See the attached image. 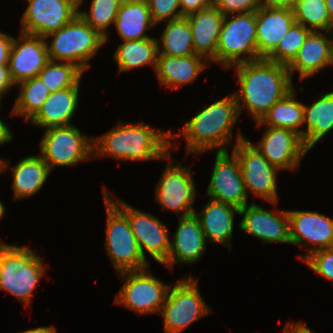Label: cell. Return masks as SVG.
I'll return each mask as SVG.
<instances>
[{"mask_svg": "<svg viewBox=\"0 0 333 333\" xmlns=\"http://www.w3.org/2000/svg\"><path fill=\"white\" fill-rule=\"evenodd\" d=\"M293 13L296 23L311 31L333 32L326 0H297Z\"/></svg>", "mask_w": 333, "mask_h": 333, "instance_id": "34", "label": "cell"}, {"mask_svg": "<svg viewBox=\"0 0 333 333\" xmlns=\"http://www.w3.org/2000/svg\"><path fill=\"white\" fill-rule=\"evenodd\" d=\"M52 37L49 45L46 41L49 60L64 61L79 67L83 72L89 69L87 62L100 47L105 44V38L94 30L77 14L68 24L44 37Z\"/></svg>", "mask_w": 333, "mask_h": 333, "instance_id": "5", "label": "cell"}, {"mask_svg": "<svg viewBox=\"0 0 333 333\" xmlns=\"http://www.w3.org/2000/svg\"><path fill=\"white\" fill-rule=\"evenodd\" d=\"M114 24L123 41L151 38L145 31L155 26L147 0H123Z\"/></svg>", "mask_w": 333, "mask_h": 333, "instance_id": "27", "label": "cell"}, {"mask_svg": "<svg viewBox=\"0 0 333 333\" xmlns=\"http://www.w3.org/2000/svg\"><path fill=\"white\" fill-rule=\"evenodd\" d=\"M239 118L234 94L215 101L185 122L183 129L175 136H183L187 142V154L197 155L207 150L227 151L232 139V129ZM226 145V146H225Z\"/></svg>", "mask_w": 333, "mask_h": 333, "instance_id": "3", "label": "cell"}, {"mask_svg": "<svg viewBox=\"0 0 333 333\" xmlns=\"http://www.w3.org/2000/svg\"><path fill=\"white\" fill-rule=\"evenodd\" d=\"M297 0H261L264 7H282L293 9Z\"/></svg>", "mask_w": 333, "mask_h": 333, "instance_id": "44", "label": "cell"}, {"mask_svg": "<svg viewBox=\"0 0 333 333\" xmlns=\"http://www.w3.org/2000/svg\"><path fill=\"white\" fill-rule=\"evenodd\" d=\"M310 32V29L295 22L281 39L277 48L266 59L288 66L299 52Z\"/></svg>", "mask_w": 333, "mask_h": 333, "instance_id": "37", "label": "cell"}, {"mask_svg": "<svg viewBox=\"0 0 333 333\" xmlns=\"http://www.w3.org/2000/svg\"><path fill=\"white\" fill-rule=\"evenodd\" d=\"M8 168V162L0 158V173L4 172Z\"/></svg>", "mask_w": 333, "mask_h": 333, "instance_id": "49", "label": "cell"}, {"mask_svg": "<svg viewBox=\"0 0 333 333\" xmlns=\"http://www.w3.org/2000/svg\"><path fill=\"white\" fill-rule=\"evenodd\" d=\"M125 283L114 303L124 305L139 315L159 314L170 288L146 269L119 273Z\"/></svg>", "mask_w": 333, "mask_h": 333, "instance_id": "11", "label": "cell"}, {"mask_svg": "<svg viewBox=\"0 0 333 333\" xmlns=\"http://www.w3.org/2000/svg\"><path fill=\"white\" fill-rule=\"evenodd\" d=\"M244 54L247 57L242 58ZM259 59L256 12L225 15L218 38L217 63L230 68L238 63Z\"/></svg>", "mask_w": 333, "mask_h": 333, "instance_id": "7", "label": "cell"}, {"mask_svg": "<svg viewBox=\"0 0 333 333\" xmlns=\"http://www.w3.org/2000/svg\"><path fill=\"white\" fill-rule=\"evenodd\" d=\"M304 123L303 142L311 150L333 130V91L322 94L310 107L304 105Z\"/></svg>", "mask_w": 333, "mask_h": 333, "instance_id": "29", "label": "cell"}, {"mask_svg": "<svg viewBox=\"0 0 333 333\" xmlns=\"http://www.w3.org/2000/svg\"><path fill=\"white\" fill-rule=\"evenodd\" d=\"M174 238L170 240V252L163 264L173 268L174 264L195 263L207 249L206 237L195 213L179 216V224Z\"/></svg>", "mask_w": 333, "mask_h": 333, "instance_id": "20", "label": "cell"}, {"mask_svg": "<svg viewBox=\"0 0 333 333\" xmlns=\"http://www.w3.org/2000/svg\"><path fill=\"white\" fill-rule=\"evenodd\" d=\"M158 41L154 37L124 41L117 48L114 59L118 65V72H124L144 65L156 67Z\"/></svg>", "mask_w": 333, "mask_h": 333, "instance_id": "31", "label": "cell"}, {"mask_svg": "<svg viewBox=\"0 0 333 333\" xmlns=\"http://www.w3.org/2000/svg\"><path fill=\"white\" fill-rule=\"evenodd\" d=\"M13 36L0 32V66H8Z\"/></svg>", "mask_w": 333, "mask_h": 333, "instance_id": "42", "label": "cell"}, {"mask_svg": "<svg viewBox=\"0 0 333 333\" xmlns=\"http://www.w3.org/2000/svg\"><path fill=\"white\" fill-rule=\"evenodd\" d=\"M83 71L68 62L49 60L38 77L50 93L74 87L81 79Z\"/></svg>", "mask_w": 333, "mask_h": 333, "instance_id": "35", "label": "cell"}, {"mask_svg": "<svg viewBox=\"0 0 333 333\" xmlns=\"http://www.w3.org/2000/svg\"><path fill=\"white\" fill-rule=\"evenodd\" d=\"M234 67L240 85L239 92L233 93L239 116L245 107L255 122L294 89L287 66L266 58L238 63Z\"/></svg>", "mask_w": 333, "mask_h": 333, "instance_id": "1", "label": "cell"}, {"mask_svg": "<svg viewBox=\"0 0 333 333\" xmlns=\"http://www.w3.org/2000/svg\"><path fill=\"white\" fill-rule=\"evenodd\" d=\"M52 171L55 166H72L94 157L93 137H87L73 124L47 128L40 154Z\"/></svg>", "mask_w": 333, "mask_h": 333, "instance_id": "9", "label": "cell"}, {"mask_svg": "<svg viewBox=\"0 0 333 333\" xmlns=\"http://www.w3.org/2000/svg\"><path fill=\"white\" fill-rule=\"evenodd\" d=\"M4 213H5V208L2 202L0 201V219L3 217Z\"/></svg>", "mask_w": 333, "mask_h": 333, "instance_id": "50", "label": "cell"}, {"mask_svg": "<svg viewBox=\"0 0 333 333\" xmlns=\"http://www.w3.org/2000/svg\"><path fill=\"white\" fill-rule=\"evenodd\" d=\"M18 333H57V332H56V328L53 326H43V327L29 329V330L18 332Z\"/></svg>", "mask_w": 333, "mask_h": 333, "instance_id": "47", "label": "cell"}, {"mask_svg": "<svg viewBox=\"0 0 333 333\" xmlns=\"http://www.w3.org/2000/svg\"><path fill=\"white\" fill-rule=\"evenodd\" d=\"M293 9L260 7L256 11V37L258 55L267 58L295 23Z\"/></svg>", "mask_w": 333, "mask_h": 333, "instance_id": "22", "label": "cell"}, {"mask_svg": "<svg viewBox=\"0 0 333 333\" xmlns=\"http://www.w3.org/2000/svg\"><path fill=\"white\" fill-rule=\"evenodd\" d=\"M204 302L195 277L180 279L170 285L160 313L164 317V333H181L193 322L211 313Z\"/></svg>", "mask_w": 333, "mask_h": 333, "instance_id": "8", "label": "cell"}, {"mask_svg": "<svg viewBox=\"0 0 333 333\" xmlns=\"http://www.w3.org/2000/svg\"><path fill=\"white\" fill-rule=\"evenodd\" d=\"M45 270L40 256L28 246L0 242V289L17 297L26 308Z\"/></svg>", "mask_w": 333, "mask_h": 333, "instance_id": "4", "label": "cell"}, {"mask_svg": "<svg viewBox=\"0 0 333 333\" xmlns=\"http://www.w3.org/2000/svg\"><path fill=\"white\" fill-rule=\"evenodd\" d=\"M273 212L254 203L249 206L247 204L240 208L239 215H243V218L239 229L259 238L264 243L290 244L288 210L279 212L274 209Z\"/></svg>", "mask_w": 333, "mask_h": 333, "instance_id": "19", "label": "cell"}, {"mask_svg": "<svg viewBox=\"0 0 333 333\" xmlns=\"http://www.w3.org/2000/svg\"><path fill=\"white\" fill-rule=\"evenodd\" d=\"M14 85L9 66H0V95L3 97Z\"/></svg>", "mask_w": 333, "mask_h": 333, "instance_id": "43", "label": "cell"}, {"mask_svg": "<svg viewBox=\"0 0 333 333\" xmlns=\"http://www.w3.org/2000/svg\"><path fill=\"white\" fill-rule=\"evenodd\" d=\"M235 213L239 215L240 209L238 207L212 199H209L200 214L195 211L206 240L227 245L229 248L233 235Z\"/></svg>", "mask_w": 333, "mask_h": 333, "instance_id": "26", "label": "cell"}, {"mask_svg": "<svg viewBox=\"0 0 333 333\" xmlns=\"http://www.w3.org/2000/svg\"><path fill=\"white\" fill-rule=\"evenodd\" d=\"M324 33L311 31L308 34L299 52L287 66L291 77L297 71L299 79L304 80L333 64V32Z\"/></svg>", "mask_w": 333, "mask_h": 333, "instance_id": "21", "label": "cell"}, {"mask_svg": "<svg viewBox=\"0 0 333 333\" xmlns=\"http://www.w3.org/2000/svg\"><path fill=\"white\" fill-rule=\"evenodd\" d=\"M123 0H92L89 13L78 10V14L108 41L106 29L114 24Z\"/></svg>", "mask_w": 333, "mask_h": 333, "instance_id": "36", "label": "cell"}, {"mask_svg": "<svg viewBox=\"0 0 333 333\" xmlns=\"http://www.w3.org/2000/svg\"><path fill=\"white\" fill-rule=\"evenodd\" d=\"M186 17L192 30L195 53L217 62L218 38L225 15L212 4Z\"/></svg>", "mask_w": 333, "mask_h": 333, "instance_id": "23", "label": "cell"}, {"mask_svg": "<svg viewBox=\"0 0 333 333\" xmlns=\"http://www.w3.org/2000/svg\"><path fill=\"white\" fill-rule=\"evenodd\" d=\"M171 134L154 130L145 122H119L109 132L93 138L94 157L111 156L120 161L171 160Z\"/></svg>", "mask_w": 333, "mask_h": 333, "instance_id": "2", "label": "cell"}, {"mask_svg": "<svg viewBox=\"0 0 333 333\" xmlns=\"http://www.w3.org/2000/svg\"><path fill=\"white\" fill-rule=\"evenodd\" d=\"M106 190V188L103 189V194L128 217L143 258L146 259V250L156 262L164 264L170 252L167 226L154 215L133 208L123 200L113 198L112 194L109 195Z\"/></svg>", "mask_w": 333, "mask_h": 333, "instance_id": "12", "label": "cell"}, {"mask_svg": "<svg viewBox=\"0 0 333 333\" xmlns=\"http://www.w3.org/2000/svg\"><path fill=\"white\" fill-rule=\"evenodd\" d=\"M12 173V189L14 200L29 198L36 194L48 179L51 170L42 157H24L14 167H10Z\"/></svg>", "mask_w": 333, "mask_h": 333, "instance_id": "28", "label": "cell"}, {"mask_svg": "<svg viewBox=\"0 0 333 333\" xmlns=\"http://www.w3.org/2000/svg\"><path fill=\"white\" fill-rule=\"evenodd\" d=\"M283 333H314L306 325L301 322L295 323H286Z\"/></svg>", "mask_w": 333, "mask_h": 333, "instance_id": "45", "label": "cell"}, {"mask_svg": "<svg viewBox=\"0 0 333 333\" xmlns=\"http://www.w3.org/2000/svg\"><path fill=\"white\" fill-rule=\"evenodd\" d=\"M80 81L74 86L50 93L39 111L29 120L42 128L68 126L78 106Z\"/></svg>", "mask_w": 333, "mask_h": 333, "instance_id": "24", "label": "cell"}, {"mask_svg": "<svg viewBox=\"0 0 333 333\" xmlns=\"http://www.w3.org/2000/svg\"><path fill=\"white\" fill-rule=\"evenodd\" d=\"M212 4L224 15L256 12L261 0H212Z\"/></svg>", "mask_w": 333, "mask_h": 333, "instance_id": "40", "label": "cell"}, {"mask_svg": "<svg viewBox=\"0 0 333 333\" xmlns=\"http://www.w3.org/2000/svg\"><path fill=\"white\" fill-rule=\"evenodd\" d=\"M204 60L208 61L201 55L175 57L158 53L155 72L161 85L173 89L192 83L204 70Z\"/></svg>", "mask_w": 333, "mask_h": 333, "instance_id": "25", "label": "cell"}, {"mask_svg": "<svg viewBox=\"0 0 333 333\" xmlns=\"http://www.w3.org/2000/svg\"><path fill=\"white\" fill-rule=\"evenodd\" d=\"M48 61L44 37L23 32L19 39L13 37L8 66L15 84L37 77Z\"/></svg>", "mask_w": 333, "mask_h": 333, "instance_id": "18", "label": "cell"}, {"mask_svg": "<svg viewBox=\"0 0 333 333\" xmlns=\"http://www.w3.org/2000/svg\"><path fill=\"white\" fill-rule=\"evenodd\" d=\"M303 261L319 276L333 281V248L314 251Z\"/></svg>", "mask_w": 333, "mask_h": 333, "instance_id": "39", "label": "cell"}, {"mask_svg": "<svg viewBox=\"0 0 333 333\" xmlns=\"http://www.w3.org/2000/svg\"><path fill=\"white\" fill-rule=\"evenodd\" d=\"M71 1L78 6V9H80V6H82L83 1L85 0H71Z\"/></svg>", "mask_w": 333, "mask_h": 333, "instance_id": "51", "label": "cell"}, {"mask_svg": "<svg viewBox=\"0 0 333 333\" xmlns=\"http://www.w3.org/2000/svg\"><path fill=\"white\" fill-rule=\"evenodd\" d=\"M210 199L243 208L248 204L247 191L239 160L232 152L217 151L212 175L206 191Z\"/></svg>", "mask_w": 333, "mask_h": 333, "instance_id": "14", "label": "cell"}, {"mask_svg": "<svg viewBox=\"0 0 333 333\" xmlns=\"http://www.w3.org/2000/svg\"><path fill=\"white\" fill-rule=\"evenodd\" d=\"M21 19V32L45 37L68 24L77 14L78 6L71 0H27Z\"/></svg>", "mask_w": 333, "mask_h": 333, "instance_id": "15", "label": "cell"}, {"mask_svg": "<svg viewBox=\"0 0 333 333\" xmlns=\"http://www.w3.org/2000/svg\"><path fill=\"white\" fill-rule=\"evenodd\" d=\"M157 41L162 45L161 47L158 43V53L175 57L198 55L194 51L192 30L187 17L167 21L160 40Z\"/></svg>", "mask_w": 333, "mask_h": 333, "instance_id": "32", "label": "cell"}, {"mask_svg": "<svg viewBox=\"0 0 333 333\" xmlns=\"http://www.w3.org/2000/svg\"><path fill=\"white\" fill-rule=\"evenodd\" d=\"M150 15L155 25L167 20H175L182 17L180 0H147Z\"/></svg>", "mask_w": 333, "mask_h": 333, "instance_id": "38", "label": "cell"}, {"mask_svg": "<svg viewBox=\"0 0 333 333\" xmlns=\"http://www.w3.org/2000/svg\"><path fill=\"white\" fill-rule=\"evenodd\" d=\"M13 134L10 132L9 127L0 119V145L12 140Z\"/></svg>", "mask_w": 333, "mask_h": 333, "instance_id": "46", "label": "cell"}, {"mask_svg": "<svg viewBox=\"0 0 333 333\" xmlns=\"http://www.w3.org/2000/svg\"><path fill=\"white\" fill-rule=\"evenodd\" d=\"M326 5L328 8V13L331 19V24L333 26V0H326Z\"/></svg>", "mask_w": 333, "mask_h": 333, "instance_id": "48", "label": "cell"}, {"mask_svg": "<svg viewBox=\"0 0 333 333\" xmlns=\"http://www.w3.org/2000/svg\"><path fill=\"white\" fill-rule=\"evenodd\" d=\"M295 88L283 99L277 101L263 117L256 122L257 127L266 125L290 129L303 138L304 104L296 100Z\"/></svg>", "mask_w": 333, "mask_h": 333, "instance_id": "30", "label": "cell"}, {"mask_svg": "<svg viewBox=\"0 0 333 333\" xmlns=\"http://www.w3.org/2000/svg\"><path fill=\"white\" fill-rule=\"evenodd\" d=\"M268 162L281 169H299L302 158L310 151L301 135L293 130L266 126L263 137L253 144Z\"/></svg>", "mask_w": 333, "mask_h": 333, "instance_id": "16", "label": "cell"}, {"mask_svg": "<svg viewBox=\"0 0 333 333\" xmlns=\"http://www.w3.org/2000/svg\"><path fill=\"white\" fill-rule=\"evenodd\" d=\"M290 244H313L307 249L302 261L312 252L333 248V219L315 211L288 210Z\"/></svg>", "mask_w": 333, "mask_h": 333, "instance_id": "17", "label": "cell"}, {"mask_svg": "<svg viewBox=\"0 0 333 333\" xmlns=\"http://www.w3.org/2000/svg\"><path fill=\"white\" fill-rule=\"evenodd\" d=\"M236 144L232 152L239 160V166L246 191L254 196L266 200L273 205L278 202L277 172L278 168L272 166L268 160L253 145V142L244 138L241 132L237 133Z\"/></svg>", "mask_w": 333, "mask_h": 333, "instance_id": "10", "label": "cell"}, {"mask_svg": "<svg viewBox=\"0 0 333 333\" xmlns=\"http://www.w3.org/2000/svg\"><path fill=\"white\" fill-rule=\"evenodd\" d=\"M190 168L169 162L156 185V201L164 210H173L181 216L195 213L192 206L196 188Z\"/></svg>", "mask_w": 333, "mask_h": 333, "instance_id": "13", "label": "cell"}, {"mask_svg": "<svg viewBox=\"0 0 333 333\" xmlns=\"http://www.w3.org/2000/svg\"><path fill=\"white\" fill-rule=\"evenodd\" d=\"M103 195L107 215L105 249L113 267L118 273L147 269L148 261L140 252L128 217Z\"/></svg>", "mask_w": 333, "mask_h": 333, "instance_id": "6", "label": "cell"}, {"mask_svg": "<svg viewBox=\"0 0 333 333\" xmlns=\"http://www.w3.org/2000/svg\"><path fill=\"white\" fill-rule=\"evenodd\" d=\"M20 92L11 115H19L29 121L43 106L50 92L37 76L19 83Z\"/></svg>", "mask_w": 333, "mask_h": 333, "instance_id": "33", "label": "cell"}, {"mask_svg": "<svg viewBox=\"0 0 333 333\" xmlns=\"http://www.w3.org/2000/svg\"><path fill=\"white\" fill-rule=\"evenodd\" d=\"M212 5V0H180L182 17H186Z\"/></svg>", "mask_w": 333, "mask_h": 333, "instance_id": "41", "label": "cell"}]
</instances>
